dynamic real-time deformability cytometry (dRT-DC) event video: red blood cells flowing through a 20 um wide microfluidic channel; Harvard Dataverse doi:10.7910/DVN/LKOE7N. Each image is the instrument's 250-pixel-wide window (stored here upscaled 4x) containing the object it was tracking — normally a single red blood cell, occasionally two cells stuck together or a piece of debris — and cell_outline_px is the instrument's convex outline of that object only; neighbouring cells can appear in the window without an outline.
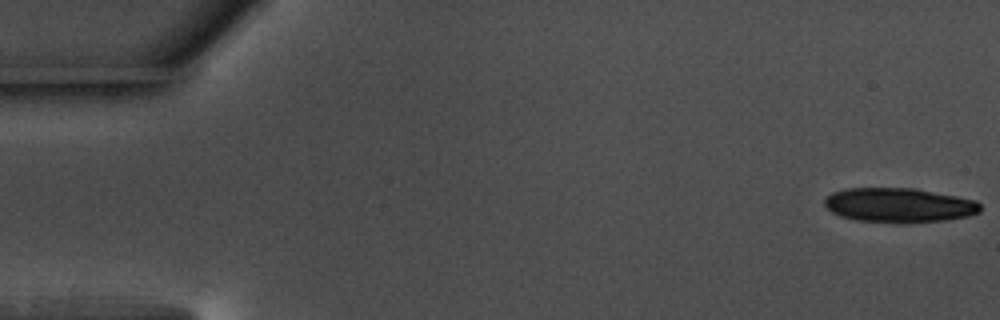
{"species": "common noctule bat (a hibernating species)", "species_latin": "Nyctalus noctula", "temperature_condition": "warm", "stored_images_in_passage": 17, "camera_frame_rate_fps": 3000, "um_per_image_px": 0.085, "animal": {"sex": "male", "body_mass_g": 17.5, "forearm_length_mm": 52.3}, "frame": {"image": 1, "passage_image": 1, "time_ms": 0.0, "image_size_px": [1000, 320], "cell_outline_px": [[980, 212], [968, 216], [944, 220], [908, 224], [900, 224], [856, 220], [840, 216], [832, 212], [824, 204], [824, 200], [832, 192], [844, 188], [916, 188], [976, 200], [980, 204]], "centroid_in_image_um": [76.41, 17.45], "position_along_channel_um": 8.6, "area_um2": 31.67}}